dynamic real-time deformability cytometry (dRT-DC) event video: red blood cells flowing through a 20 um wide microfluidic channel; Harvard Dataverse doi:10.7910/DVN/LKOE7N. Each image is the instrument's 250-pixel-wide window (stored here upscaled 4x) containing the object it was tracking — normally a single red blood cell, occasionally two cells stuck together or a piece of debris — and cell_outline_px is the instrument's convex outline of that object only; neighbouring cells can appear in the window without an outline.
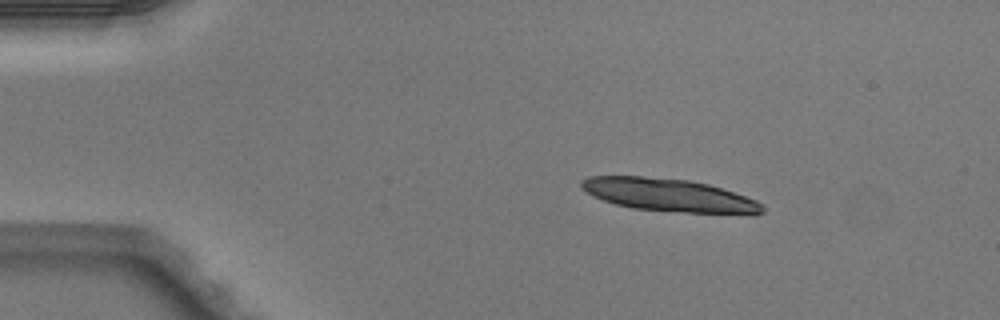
{"species": "Egyptian fruit bat (a non-hibernating species)", "species_latin": "Rousettus aegyptiacus", "temperature_condition": "warm", "stored_images_in_passage": 4, "camera_frame_rate_fps": 3000, "um_per_image_px": 0.085, "animal": {"sex": "male"}, "frame": {"image": 1, "passage_image": 2, "time_ms": 0.333, "image_size_px": [1000, 320], "cell_outline_px": [[764, 212], [684, 212], [632, 208], [616, 204], [592, 196], [580, 184], [580, 180], [588, 176], [640, 176], [688, 180], [708, 184], [756, 200], [764, 204]], "centroid_in_image_um": [56.77, 16.55], "position_along_channel_um": 28.2, "area_um2": 33.7}}